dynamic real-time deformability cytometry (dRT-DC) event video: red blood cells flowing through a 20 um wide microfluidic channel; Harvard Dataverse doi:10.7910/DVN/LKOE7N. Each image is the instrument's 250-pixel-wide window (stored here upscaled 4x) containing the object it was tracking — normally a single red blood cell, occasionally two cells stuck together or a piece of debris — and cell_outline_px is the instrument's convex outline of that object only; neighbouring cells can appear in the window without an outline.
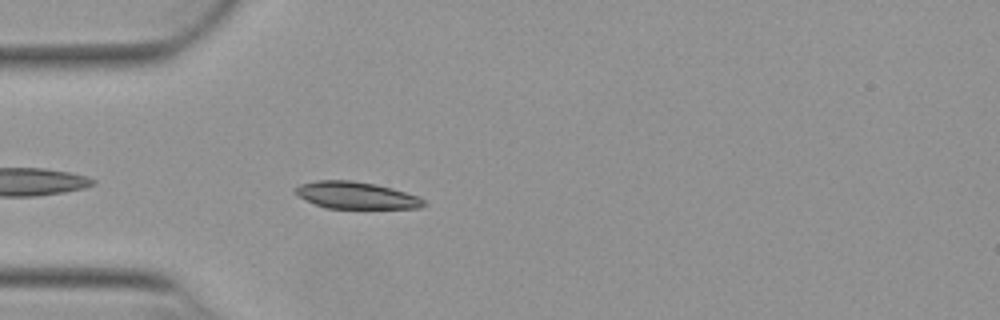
{"species": "Egyptian fruit bat (a non-hibernating species)", "species_latin": "Rousettus aegyptiacus", "temperature_condition": "warm", "stored_images_in_passage": 20, "camera_frame_rate_fps": 3000, "um_per_image_px": 0.085, "animal": {"sex": "female"}, "frame": {"image": 1, "passage_image": 3, "time_ms": 0.667, "image_size_px": [1000, 320], "cell_outline_px": [[424, 204], [420, 208], [324, 208], [292, 192], [292, 188], [300, 184], [316, 180], [352, 180], [376, 184], [392, 188], [420, 196], [424, 200]], "centroid_in_image_um": [30.25, 16.59], "position_along_channel_um": 54.8, "area_um2": 20.23}}
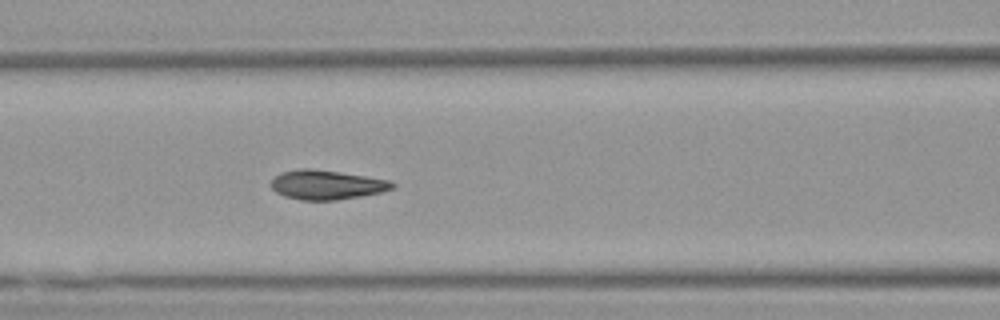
{"frame": {"image": 2, "passage_image": 10, "time_ms": 3.0, "image_size_px": [1000, 320], "cell_outline_px": [[396, 184], [392, 188], [380, 192], [360, 196], [336, 200], [300, 200], [284, 196], [276, 192], [268, 184], [280, 172], [300, 168], [312, 168], [340, 172], [388, 180]], "centroid_in_image_um": [27.7, 15.7], "position_along_channel_um": 138.9, "area_um2": 20.69}}
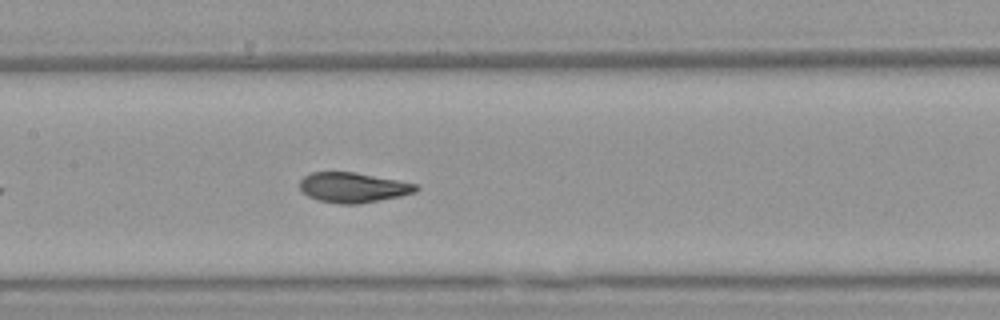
{"frame": {"image": 3, "passage_image": 13, "time_ms": 4.0, "image_size_px": [1000, 320], "cell_outline_px": [[420, 188], [416, 192], [400, 196], [360, 204], [340, 204], [320, 200], [308, 196], [300, 188], [300, 180], [304, 176], [312, 172], [352, 172], [396, 180], [416, 184]], "centroid_in_image_um": [30.01, 15.94], "position_along_channel_um": 177.4, "area_um2": 20.11}}